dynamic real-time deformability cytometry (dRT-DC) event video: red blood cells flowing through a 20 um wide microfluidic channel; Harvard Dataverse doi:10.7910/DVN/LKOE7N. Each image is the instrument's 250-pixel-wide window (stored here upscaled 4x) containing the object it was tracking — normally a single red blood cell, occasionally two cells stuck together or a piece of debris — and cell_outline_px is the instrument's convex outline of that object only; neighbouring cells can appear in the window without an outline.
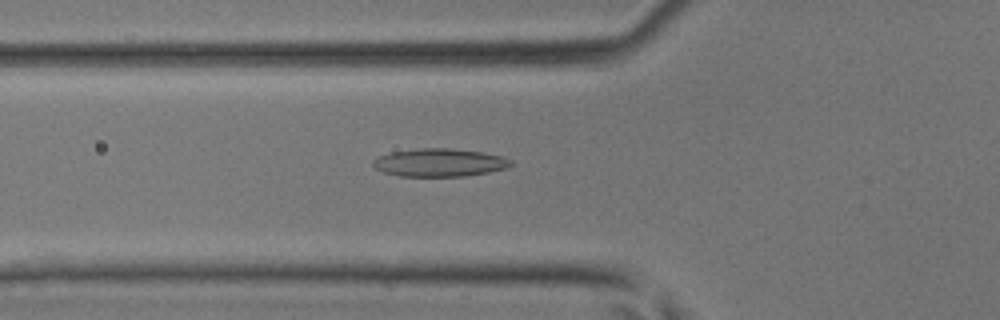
{"species": "common noctule bat (a hibernating species)", "species_latin": "Nyctalus noctula", "temperature_condition": "room temperature", "stored_images_in_passage": 46, "camera_frame_rate_fps": 3000, "um_per_image_px": 0.085, "animal": {"sex": "male", "body_mass_g": 17.9, "forearm_length_mm": 54.2}, "frame": {"image": 1, "passage_image": 17, "time_ms": 5.333, "image_size_px": [1000, 320], "cell_outline_px": [[512, 164], [504, 168], [488, 172], [464, 176], [400, 176], [384, 172], [376, 168], [372, 164], [372, 160], [380, 156], [392, 152], [420, 148], [448, 148], [484, 152], [504, 156], [512, 160]], "centroid_in_image_um": [37.37, 13.81], "position_along_channel_um": 88.4, "area_um2": 22.37}}
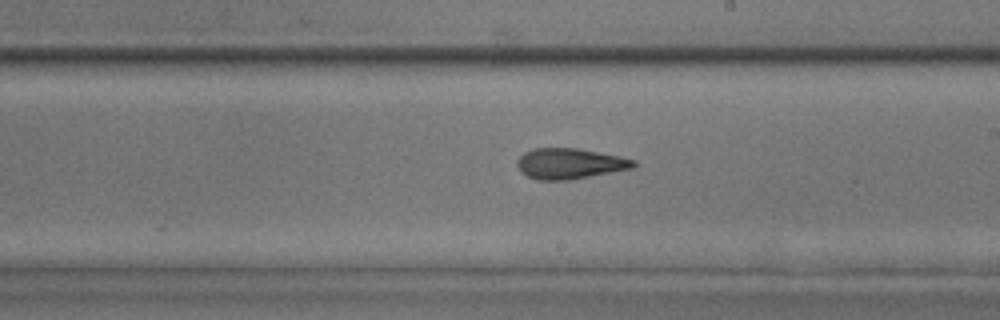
{"frame": {"image": 2, "passage_image": 27, "time_ms": 8.667, "image_size_px": [1000, 320], "cell_outline_px": [[636, 164], [632, 168], [568, 180], [536, 180], [520, 172], [516, 164], [516, 160], [524, 152], [532, 148], [576, 148], [620, 156], [636, 160]], "centroid_in_image_um": [48.38, 13.9], "position_along_channel_um": 240.6, "area_um2": 20.75}}
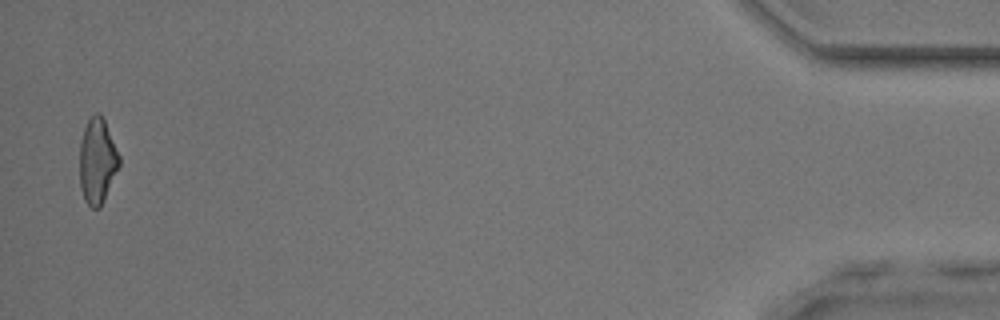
{"frame": {"image": 3, "passage_image": 45, "time_ms": 14.667, "image_size_px": [1000, 320], "cell_outline_px": [[120, 164], [104, 200], [100, 208], [92, 208], [84, 200], [80, 188], [80, 140], [84, 128], [88, 120], [96, 112], [104, 120], [120, 156]], "centroid_in_image_um": [8.26, 13.72], "position_along_channel_um": 426.9, "area_um2": 19.54}}